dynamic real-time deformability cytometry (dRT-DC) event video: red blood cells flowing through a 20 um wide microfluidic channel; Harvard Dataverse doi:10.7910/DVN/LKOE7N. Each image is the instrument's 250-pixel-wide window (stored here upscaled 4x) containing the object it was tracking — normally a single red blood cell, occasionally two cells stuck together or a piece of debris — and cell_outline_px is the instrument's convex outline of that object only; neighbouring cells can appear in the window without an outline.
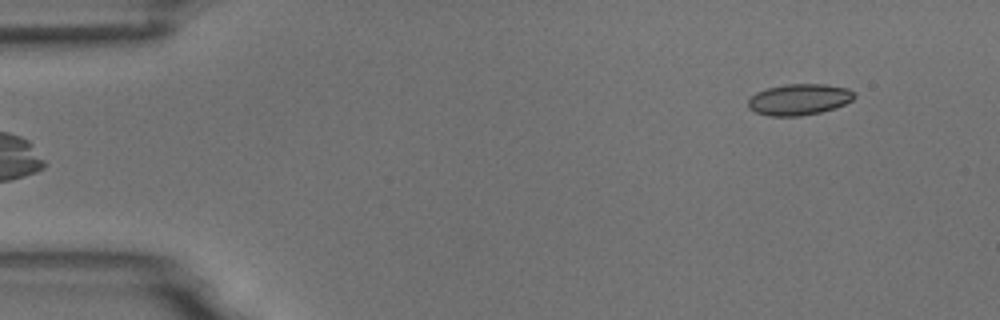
{"species": "common noctule bat (a hibernating species)", "species_latin": "Nyctalus noctula", "temperature_condition": "room temperature", "stored_images_in_passage": 6, "camera_frame_rate_fps": 3000, "um_per_image_px": 0.085, "animal": {"sex": "male", "body_mass_g": 18.8}, "frame": {"image": 1, "passage_image": 6, "time_ms": 6.0, "image_size_px": [1000, 320], "cell_outline_px": [[856, 96], [852, 100], [836, 108], [820, 112], [800, 116], [772, 116], [756, 112], [748, 108], [748, 100], [756, 92], [768, 88], [788, 84], [824, 84], [848, 88]], "centroid_in_image_um": [67.93, 8.46], "position_along_channel_um": 17.1, "area_um2": 19.19}}